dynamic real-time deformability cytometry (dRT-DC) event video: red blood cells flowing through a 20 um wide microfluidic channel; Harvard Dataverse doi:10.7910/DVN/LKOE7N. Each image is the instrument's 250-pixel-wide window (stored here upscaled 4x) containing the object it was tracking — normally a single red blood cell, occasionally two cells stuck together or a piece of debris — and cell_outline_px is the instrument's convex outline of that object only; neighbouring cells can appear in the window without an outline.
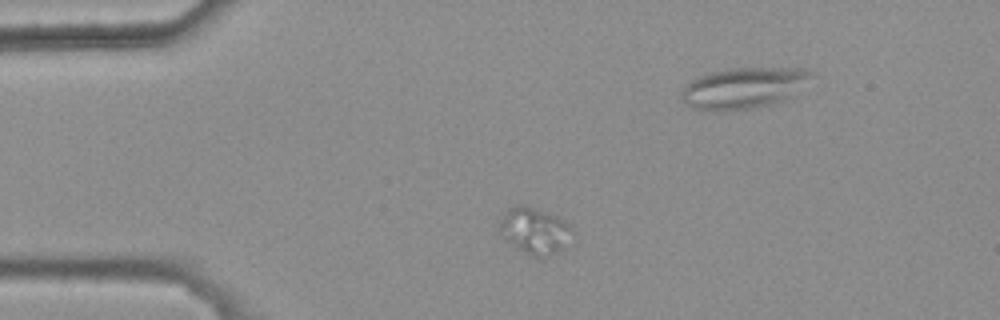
{"species": "common noctule bat (a hibernating species)", "species_latin": "Nyctalus noctula", "temperature_condition": "warm", "stored_images_in_passage": 10, "camera_frame_rate_fps": 3000, "um_per_image_px": 0.085, "animal": {"sex": "female", "body_mass_g": 25.1}, "frame": {"image": 1, "passage_image": 2, "time_ms": 0.333, "image_size_px": [1000, 320], "cell_outline_px": [[572, 232], [560, 248], [556, 252], [544, 256], [532, 256], [504, 240], [496, 228], [496, 220], [508, 208], [516, 204], [524, 204], [556, 216], [568, 224], [572, 228]], "centroid_in_image_um": [45.29, 19.55], "position_along_channel_um": 39.7, "area_um2": 19.54}}
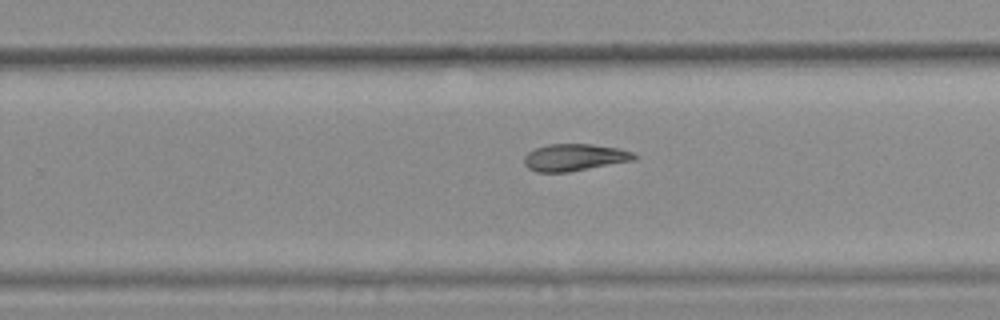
{"frame": {"image": 2, "passage_image": 9, "time_ms": 2.667, "image_size_px": [1000, 320], "cell_outline_px": [[640, 156], [636, 160], [568, 172], [536, 172], [528, 168], [524, 164], [524, 156], [528, 152], [536, 148], [548, 144], [592, 144], [620, 148], [632, 152]], "centroid_in_image_um": [48.87, 13.38], "position_along_channel_um": 280.9, "area_um2": 17.51}}
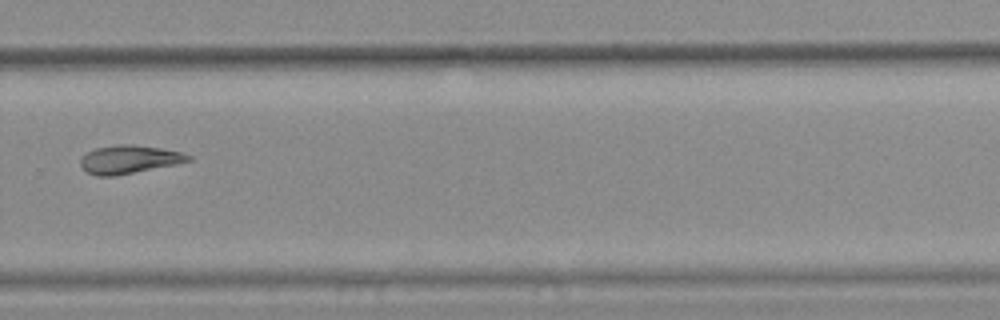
{"frame": {"image": 3, "passage_image": 10, "time_ms": 3.0, "image_size_px": [1000, 320], "cell_outline_px": [[192, 160], [176, 164], [116, 176], [96, 176], [88, 172], [80, 164], [80, 160], [88, 152], [96, 148], [116, 144], [132, 144], [160, 148], [180, 152], [192, 156]], "centroid_in_image_um": [10.98, 13.55], "position_along_channel_um": 318.8, "area_um2": 17.63}}